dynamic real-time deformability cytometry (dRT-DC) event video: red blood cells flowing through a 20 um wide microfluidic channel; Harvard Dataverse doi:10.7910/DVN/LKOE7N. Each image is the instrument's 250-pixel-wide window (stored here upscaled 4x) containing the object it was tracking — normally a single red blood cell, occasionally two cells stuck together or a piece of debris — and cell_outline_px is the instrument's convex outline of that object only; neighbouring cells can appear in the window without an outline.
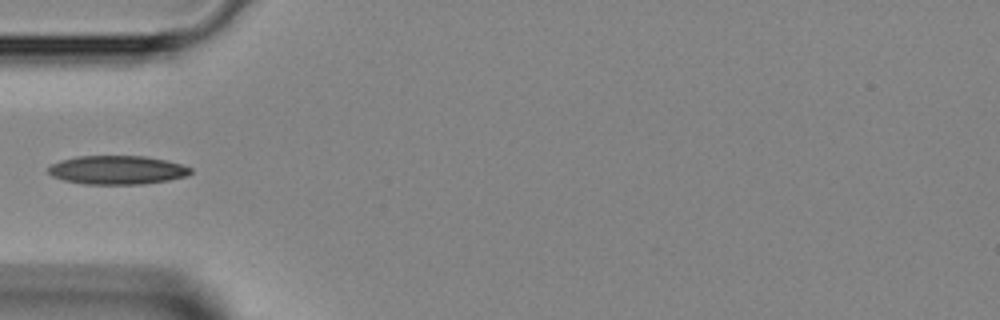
{"species": "Egyptian fruit bat (a non-hibernating species)", "species_latin": "Rousettus aegyptiacus", "temperature_condition": "room temperature", "stored_images_in_passage": 29, "camera_frame_rate_fps": 3000, "um_per_image_px": 0.085, "animal": {"sex": "female"}, "frame": {"image": 1, "passage_image": 1, "time_ms": 0.0, "image_size_px": [1000, 320], "cell_outline_px": [[192, 172], [188, 176], [168, 180], [144, 184], [84, 184], [64, 180], [52, 176], [48, 172], [48, 168], [52, 164], [60, 160], [76, 156], [144, 156], [164, 160], [180, 164], [192, 168]], "centroid_in_image_um": [9.96, 14.45], "position_along_channel_um": 75.0, "area_um2": 23.81}}
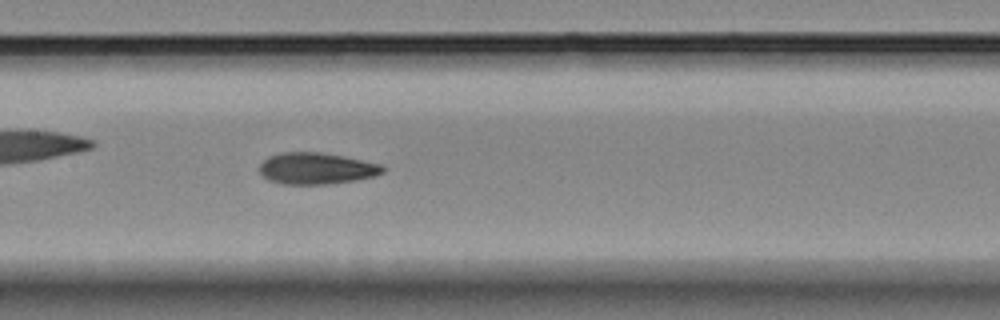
{"frame": {"image": 2, "passage_image": 8, "time_ms": 2.333, "image_size_px": [1000, 320], "cell_outline_px": [[384, 172], [372, 176], [356, 180], [328, 184], [284, 184], [268, 180], [260, 172], [260, 164], [268, 156], [280, 152], [320, 152], [344, 156], [384, 164]], "centroid_in_image_um": [26.91, 14.31], "position_along_channel_um": 180.5, "area_um2": 22.72}}
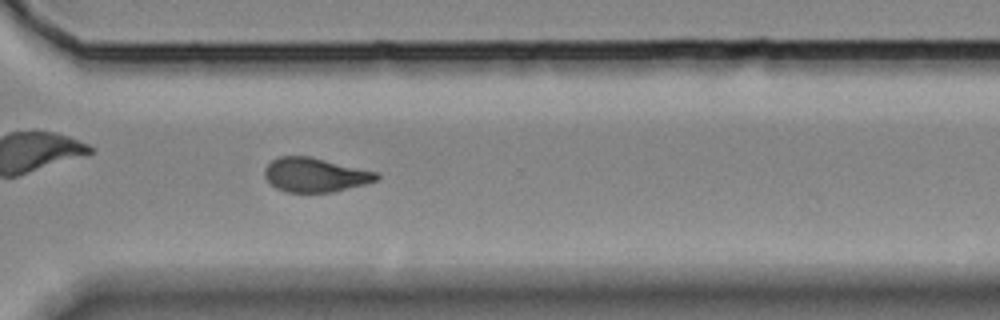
{"frame": {"image": 3, "passage_image": 19, "time_ms": 6.0, "image_size_px": [1000, 320], "cell_outline_px": [[380, 176], [376, 180], [364, 184], [332, 192], [288, 192], [276, 188], [264, 176], [264, 168], [272, 160], [280, 156], [308, 156], [376, 172]], "centroid_in_image_um": [26.74, 14.86], "position_along_channel_um": 343.9, "area_um2": 21.91}}